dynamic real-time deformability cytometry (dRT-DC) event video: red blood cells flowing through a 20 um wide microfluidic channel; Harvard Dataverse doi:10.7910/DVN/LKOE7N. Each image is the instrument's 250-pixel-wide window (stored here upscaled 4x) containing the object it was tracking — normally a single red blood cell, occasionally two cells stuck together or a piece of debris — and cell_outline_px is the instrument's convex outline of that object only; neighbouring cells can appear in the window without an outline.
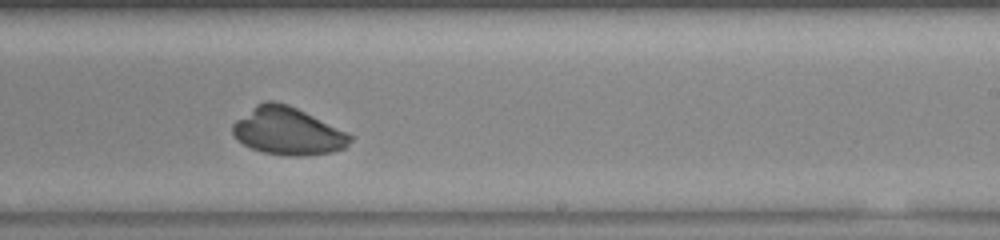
{"species": "common noctule bat (a hibernating species)", "species_latin": "Nyctalus noctula", "temperature_condition": "warm", "stored_images_in_passage": 29, "camera_frame_rate_fps": 3000, "um_per_image_px": 0.085, "animal": {"sex": "female", "body_mass_g": 23.0, "forearm_length_mm": 53.4}, "frame": {"image": 1, "passage_image": 17, "time_ms": 5.333, "image_size_px": [1000, 240], "cell_outline_px": [[352, 140], [344, 148], [332, 152], [304, 156], [288, 156], [264, 152], [252, 148], [236, 140], [232, 132], [232, 124], [236, 120], [256, 104], [264, 100], [272, 100], [288, 104], [352, 136]], "centroid_in_image_um": [24.39, 11.15], "position_along_channel_um": 264.6, "area_um2": 32.14}}
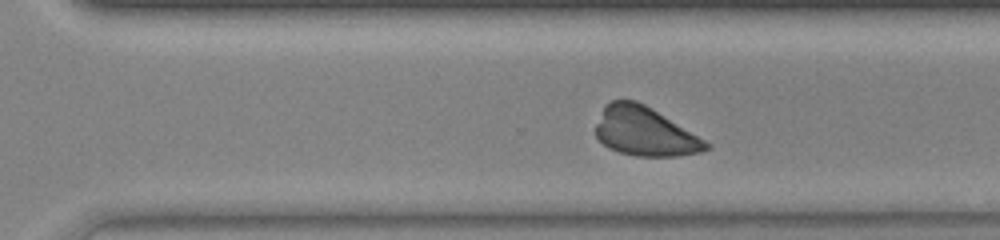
{"frame": {"image": 2, "passage_image": 21, "time_ms": 6.667, "image_size_px": [1000, 240], "cell_outline_px": [[712, 144], [708, 148], [700, 152], [676, 156], [636, 156], [620, 152], [608, 148], [596, 136], [596, 124], [604, 104], [612, 100], [636, 100], [652, 108]], "centroid_in_image_um": [54.79, 11.17], "position_along_channel_um": 315.8, "area_um2": 31.33}}